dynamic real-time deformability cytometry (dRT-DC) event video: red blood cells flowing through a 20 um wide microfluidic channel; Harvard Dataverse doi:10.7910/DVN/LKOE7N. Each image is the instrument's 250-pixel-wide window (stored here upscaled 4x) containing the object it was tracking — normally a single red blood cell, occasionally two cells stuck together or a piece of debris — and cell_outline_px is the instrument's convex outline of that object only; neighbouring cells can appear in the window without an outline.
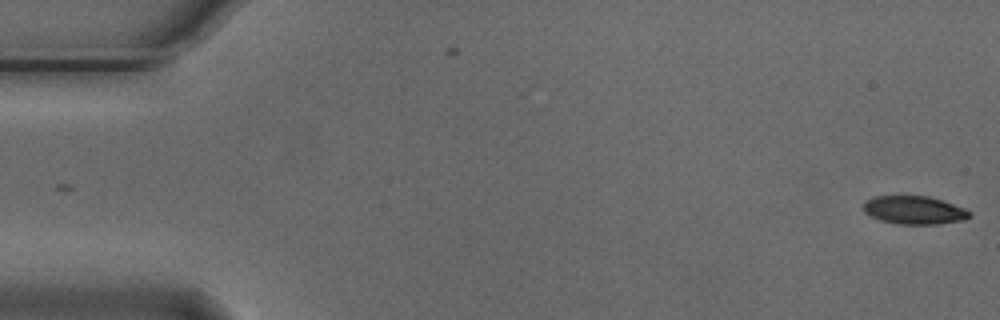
{"species": "Egyptian fruit bat (a non-hibernating species)", "species_latin": "Rousettus aegyptiacus", "temperature_condition": "cold", "stored_images_in_passage": 55, "camera_frame_rate_fps": 3000, "um_per_image_px": 0.085, "animal": {"sex": "male"}, "frame": {"image": 1, "passage_image": 1, "time_ms": 0.0, "image_size_px": [1000, 320], "cell_outline_px": [[972, 216], [964, 220], [936, 224], [896, 224], [880, 220], [864, 212], [864, 200], [872, 196], [928, 196], [964, 208], [972, 212]], "centroid_in_image_um": [77.7, 17.86], "position_along_channel_um": 7.3, "area_um2": 17.46}}
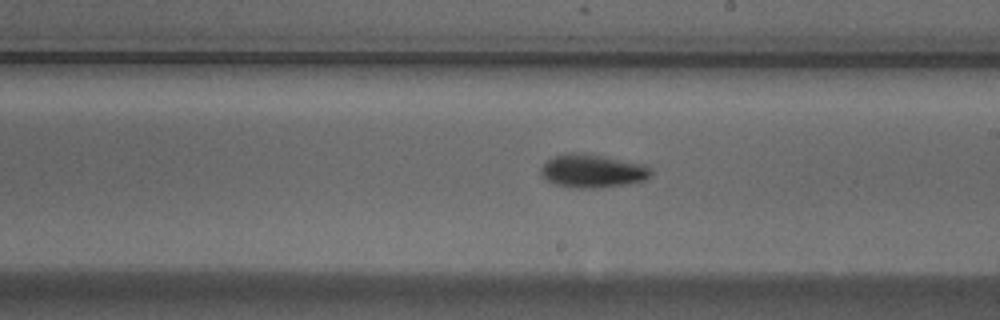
{"frame": {"image": 2, "passage_image": 31, "time_ms": 10.0, "image_size_px": [1000, 320], "cell_outline_px": [[652, 176], [644, 180], [628, 184], [600, 188], [576, 188], [552, 184], [544, 180], [540, 172], [540, 168], [552, 156], [568, 152], [584, 152], [644, 164], [652, 168]], "centroid_in_image_um": [50.34, 14.53], "position_along_channel_um": 238.7, "area_um2": 21.91}}
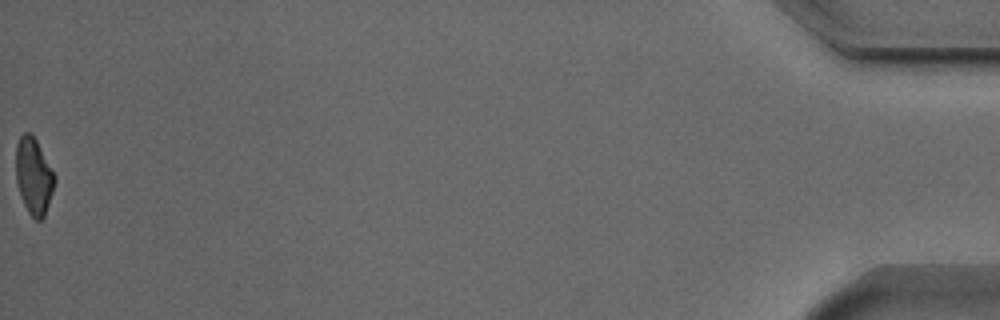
{"frame": {"image": 3, "passage_image": 55, "time_ms": 18.0, "image_size_px": [1000, 320], "cell_outline_px": [[56, 180], [44, 216], [40, 220], [36, 220], [28, 212], [24, 204], [16, 180], [16, 144], [20, 136], [24, 132], [32, 132], [56, 176]], "centroid_in_image_um": [2.87, 14.93], "position_along_channel_um": 432.3, "area_um2": 17.17}, "authors_computed_cell_mechanics": {"area_um2": 18.6694, "velocity_mm_per_s": 3.745, "shape_relaxation_time_tau1_ms": 2.341, "shape_relaxation_time_tau2_ms": 8.4185, "deformation_change_tau1": 0.134, "deformation_change_tau2": 0.1616}}